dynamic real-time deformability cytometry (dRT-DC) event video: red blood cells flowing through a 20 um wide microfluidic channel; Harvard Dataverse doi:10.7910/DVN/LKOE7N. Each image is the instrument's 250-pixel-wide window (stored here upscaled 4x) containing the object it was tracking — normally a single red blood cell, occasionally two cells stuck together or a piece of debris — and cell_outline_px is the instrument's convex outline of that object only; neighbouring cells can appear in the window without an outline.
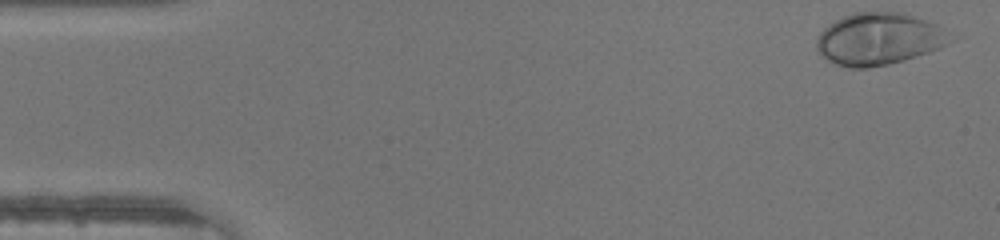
{"species": "human", "species_latin": "Homo sapiens", "temperature_condition": "warm", "stored_images_in_passage": 45, "camera_frame_rate_fps": 3000, "um_per_image_px": 0.085, "donor": {"sex": "male"}, "frame": {"image": 1, "passage_image": 1, "time_ms": 0.0, "image_size_px": [1000, 240], "cell_outline_px": [[952, 40], [940, 48], [904, 60], [888, 64], [868, 68], [852, 68], [836, 64], [820, 56], [816, 48], [816, 40], [820, 32], [828, 24], [852, 12], [904, 12], [936, 24]], "centroid_in_image_um": [74.64, 3.31], "position_along_channel_um": 10.4, "area_um2": 40.34}}
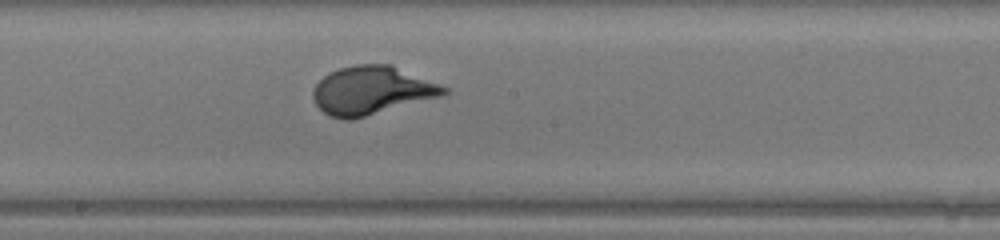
{"frame": {"image": 2, "passage_image": 24, "time_ms": 7.667, "image_size_px": [1000, 240], "cell_outline_px": [[448, 92], [440, 96], [364, 116], [348, 120], [344, 120], [332, 116], [324, 112], [316, 104], [312, 96], [312, 92], [316, 84], [328, 72], [340, 68], [356, 64], [392, 64], [440, 84], [448, 88]], "centroid_in_image_um": [31.58, 7.66], "position_along_channel_um": 216.6, "area_um2": 36.41}}
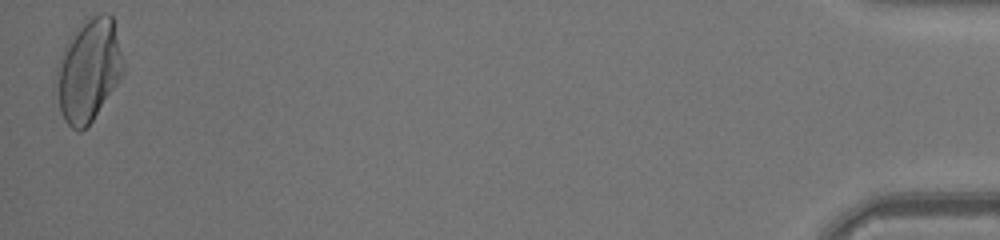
{"frame": {"image": 3, "passage_image": 45, "time_ms": 14.667, "image_size_px": [1000, 240], "cell_outline_px": [[124, 76], [92, 120], [80, 132], [76, 132], [64, 120], [60, 112], [56, 72], [56, 68], [60, 56], [68, 40], [76, 28], [92, 16], [100, 12], [108, 12], [112, 16], [124, 64]], "centroid_in_image_um": [7.55, 5.97], "position_along_channel_um": 427.6, "area_um2": 39.88}}